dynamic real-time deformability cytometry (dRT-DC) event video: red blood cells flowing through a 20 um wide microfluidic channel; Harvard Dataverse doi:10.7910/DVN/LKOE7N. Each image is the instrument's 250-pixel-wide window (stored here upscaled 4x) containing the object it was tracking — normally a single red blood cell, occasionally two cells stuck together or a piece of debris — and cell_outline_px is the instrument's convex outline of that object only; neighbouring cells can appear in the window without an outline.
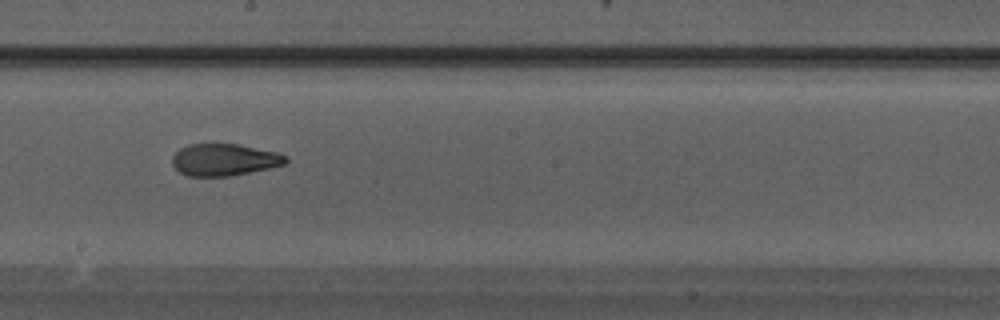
{"species": "Egyptian fruit bat (a non-hibernating species)", "species_latin": "Rousettus aegyptiacus", "temperature_condition": "warm", "stored_images_in_passage": 22, "camera_frame_rate_fps": 3000, "um_per_image_px": 0.085, "animal": {"sex": "male"}, "frame": {"image": 1, "passage_image": 10, "time_ms": 3.0, "image_size_px": [1000, 320], "cell_outline_px": [[288, 160], [284, 164], [268, 168], [228, 176], [188, 176], [180, 172], [172, 164], [172, 156], [180, 148], [188, 144], [236, 144], [276, 152], [288, 156]], "centroid_in_image_um": [19.04, 13.57], "position_along_channel_um": 229.2, "area_um2": 20.92}}
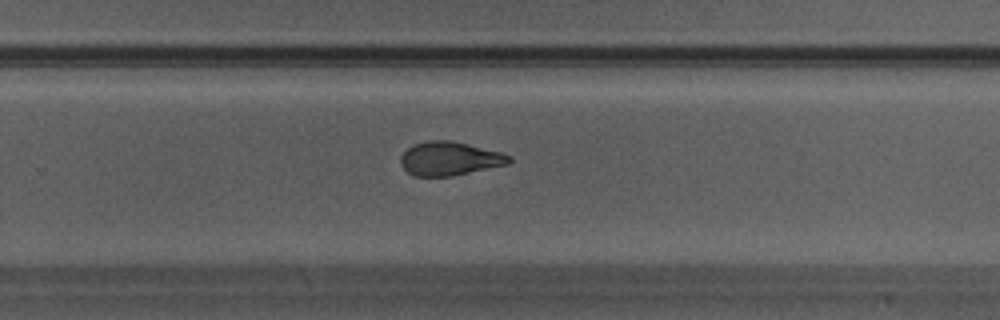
{"frame": {"image": 2, "passage_image": 13, "time_ms": 4.0, "image_size_px": [1000, 320], "cell_outline_px": [[512, 160], [508, 164], [452, 176], [416, 176], [408, 172], [400, 164], [400, 156], [408, 148], [416, 144], [428, 140], [448, 140], [468, 144], [504, 152], [512, 156]], "centroid_in_image_um": [38.25, 13.48], "position_along_channel_um": 291.5, "area_um2": 21.33}}
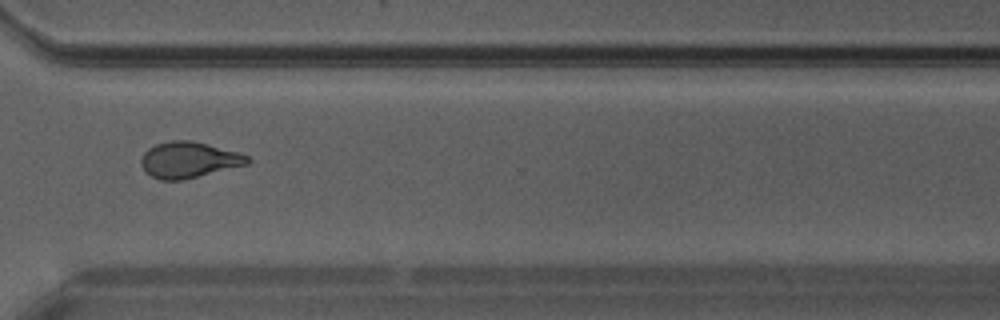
{"frame": {"image": 3, "passage_image": 16, "time_ms": 5.0, "image_size_px": [1000, 320], "cell_outline_px": [[252, 160], [248, 164], [180, 180], [160, 180], [144, 172], [140, 164], [140, 160], [144, 152], [148, 148], [156, 144], [172, 140], [192, 140], [208, 144], [236, 152], [248, 156]], "centroid_in_image_um": [16.0, 13.58], "position_along_channel_um": 354.6, "area_um2": 22.2}}